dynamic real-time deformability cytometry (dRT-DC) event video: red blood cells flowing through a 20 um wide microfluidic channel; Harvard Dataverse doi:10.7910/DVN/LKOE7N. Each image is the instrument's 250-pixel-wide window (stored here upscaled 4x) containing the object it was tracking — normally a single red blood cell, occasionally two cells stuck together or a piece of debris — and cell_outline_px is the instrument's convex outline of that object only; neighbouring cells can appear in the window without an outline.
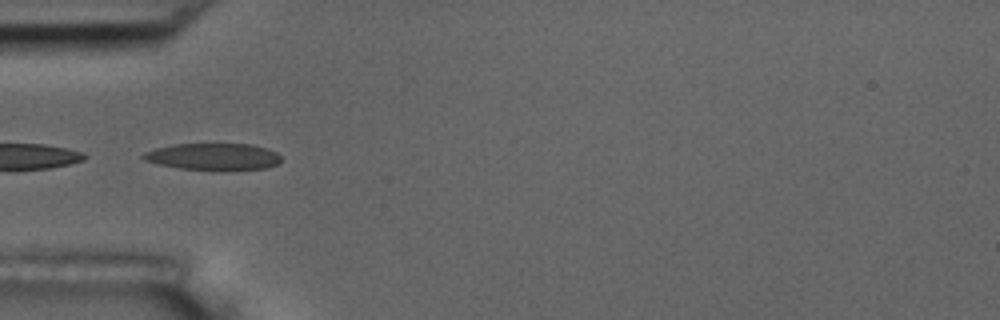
{"species": "common noctule bat (a hibernating species)", "species_latin": "Nyctalus noctula", "temperature_condition": "room temperature", "stored_images_in_passage": 19, "camera_frame_rate_fps": 3000, "um_per_image_px": 0.085, "animal": {"sex": "male", "body_mass_g": 17.5, "forearm_length_mm": 52.3}, "frame": {"image": 1, "passage_image": 1, "time_ms": 0.0, "image_size_px": [1000, 320], "cell_outline_px": [[280, 160], [276, 164], [268, 168], [212, 172], [180, 168], [160, 164], [144, 160], [140, 156], [144, 152], [156, 148], [172, 144], [252, 144], [276, 152], [280, 156]], "centroid_in_image_um": [18.12, 13.34], "position_along_channel_um": 66.9, "area_um2": 21.96}}
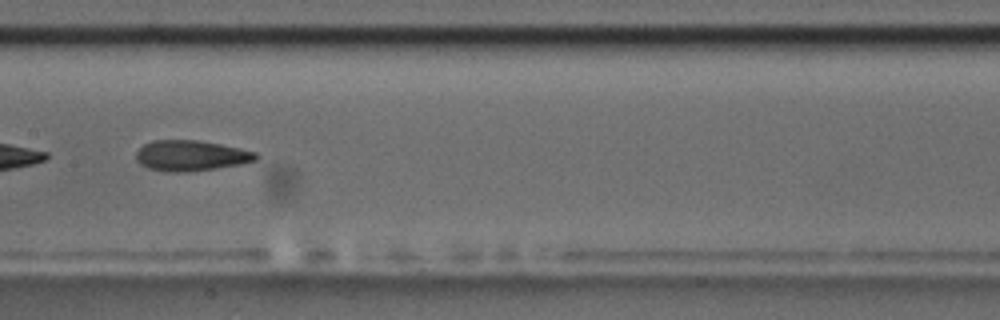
{"frame": {"image": 2, "passage_image": 11, "time_ms": 3.333, "image_size_px": [1000, 320], "cell_outline_px": [[260, 156], [256, 160], [240, 164], [216, 168], [188, 172], [164, 172], [148, 168], [140, 164], [136, 160], [136, 152], [144, 144], [152, 140], [196, 140], [220, 144], [240, 148], [256, 152]], "centroid_in_image_um": [16.21, 13.23], "position_along_channel_um": 191.2, "area_um2": 21.44}}
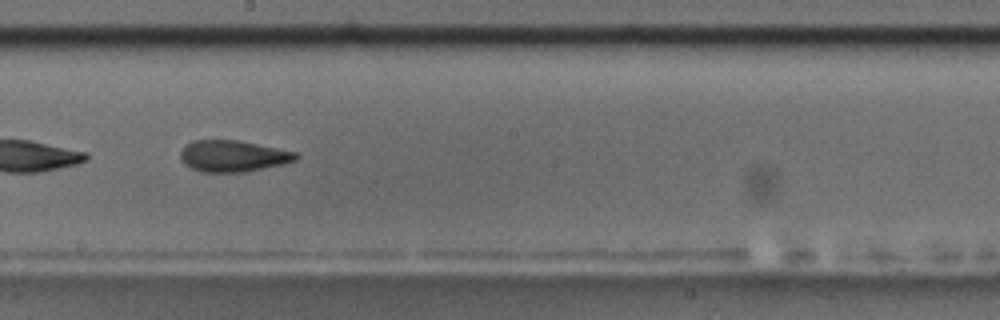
{"frame": {"image": 3, "passage_image": 14, "time_ms": 4.333, "image_size_px": [1000, 320], "cell_outline_px": [[300, 156], [296, 160], [284, 164], [244, 172], [200, 172], [184, 164], [180, 160], [180, 152], [192, 140], [236, 140], [296, 152]], "centroid_in_image_um": [19.79, 13.27], "position_along_channel_um": 228.4, "area_um2": 21.04}}